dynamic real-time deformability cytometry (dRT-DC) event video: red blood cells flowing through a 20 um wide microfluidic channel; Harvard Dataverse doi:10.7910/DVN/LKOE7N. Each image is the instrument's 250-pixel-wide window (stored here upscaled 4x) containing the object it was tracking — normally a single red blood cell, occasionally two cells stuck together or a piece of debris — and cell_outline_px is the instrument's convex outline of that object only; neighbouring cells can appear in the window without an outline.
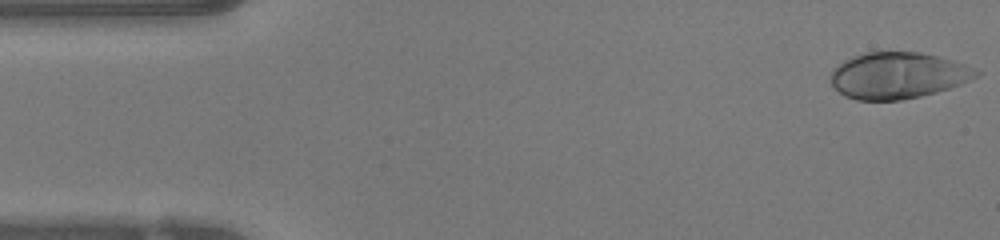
{"species": "human", "species_latin": "Homo sapiens", "temperature_condition": "warm", "stored_images_in_passage": 47, "camera_frame_rate_fps": 3000, "um_per_image_px": 0.085, "donor": {"sex": "female"}, "frame": {"image": 1, "passage_image": 1, "time_ms": 0.0, "image_size_px": [1000, 240], "cell_outline_px": [[980, 72], [976, 76], [960, 84], [936, 92], [920, 96], [900, 100], [856, 100], [844, 96], [832, 84], [832, 68], [844, 60], [852, 56], [864, 52], [920, 52], [936, 56], [964, 64]], "centroid_in_image_um": [76.27, 6.41], "position_along_channel_um": 8.7, "area_um2": 38.9}}
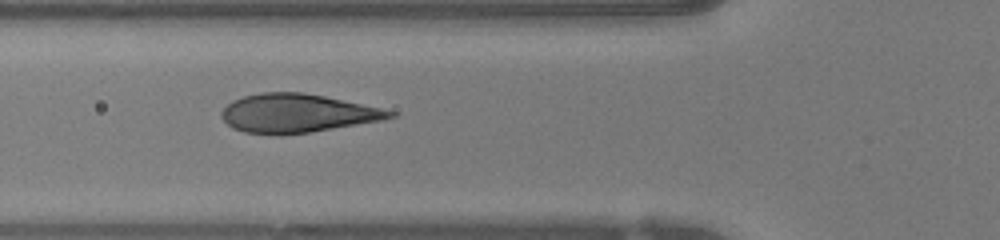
{"frame": {"image": 2, "passage_image": 16, "time_ms": 5.0, "image_size_px": [1000, 240], "cell_outline_px": [[396, 116], [384, 120], [308, 132], [244, 132], [232, 128], [220, 116], [220, 112], [232, 100], [244, 96], [260, 92], [304, 92], [324, 96], [380, 108], [396, 112]], "centroid_in_image_um": [25.26, 9.59], "position_along_channel_um": 100.5, "area_um2": 36.93}}
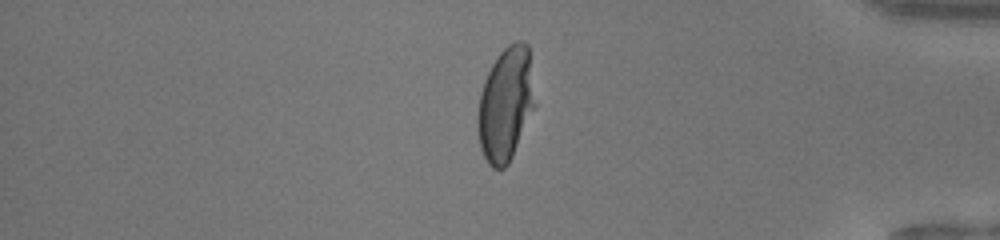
{"frame": {"image": 3, "passage_image": 39, "time_ms": 12.667, "image_size_px": [1000, 240], "cell_outline_px": [[536, 104], [512, 156], [508, 164], [504, 168], [492, 168], [488, 164], [480, 148], [476, 128], [476, 116], [480, 92], [484, 80], [492, 64], [500, 52], [508, 44], [516, 40], [520, 40], [528, 44]], "centroid_in_image_um": [42.96, 8.85], "position_along_channel_um": 392.2, "area_um2": 38.26}, "authors_computed_cell_mechanics": {"area_um2": 38.0902, "velocity_mm_per_s": 4.2316, "shape_relaxation_time_tau1_ms": 4.7806, "shape_relaxation_time_tau2_ms": null, "deformation_change_tau1": 0.2496, "deformation_change_tau2": null}}